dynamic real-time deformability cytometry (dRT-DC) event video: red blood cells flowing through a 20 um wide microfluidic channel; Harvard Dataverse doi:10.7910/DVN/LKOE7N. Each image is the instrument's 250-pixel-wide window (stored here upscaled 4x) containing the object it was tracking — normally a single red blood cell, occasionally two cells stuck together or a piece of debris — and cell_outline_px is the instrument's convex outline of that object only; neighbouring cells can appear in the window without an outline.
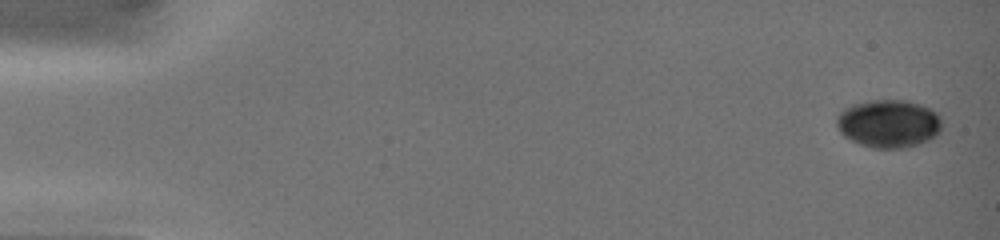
{"species": "common noctule bat (a hibernating species)", "species_latin": "Nyctalus noctula", "temperature_condition": "warm", "stored_images_in_passage": 32, "camera_frame_rate_fps": 3000, "um_per_image_px": 0.085, "animal": {"sex": "female", "body_mass_g": 19.0, "forearm_length_mm": 51.5}, "frame": {"image": 1, "passage_image": 1, "time_ms": 0.0, "image_size_px": [1000, 240], "cell_outline_px": [[940, 132], [936, 136], [920, 144], [904, 148], [872, 148], [860, 144], [844, 136], [840, 132], [836, 124], [836, 116], [844, 108], [852, 104], [868, 100], [908, 100], [920, 104], [936, 112], [940, 116]], "centroid_in_image_um": [75.52, 10.5], "position_along_channel_um": 9.5, "area_um2": 29.65}}
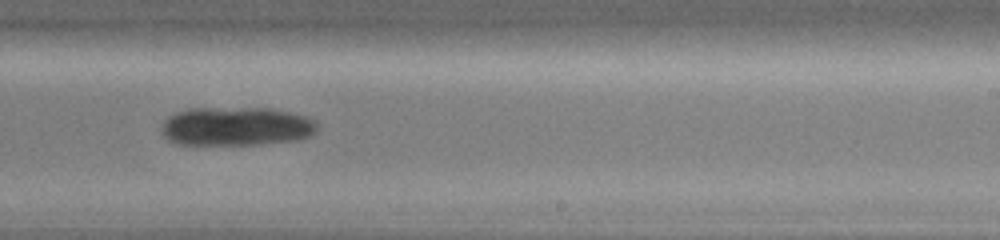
{"frame": {"image": 2, "passage_image": 23, "time_ms": 10.0, "image_size_px": [1000, 240], "cell_outline_px": [[320, 128], [312, 136], [300, 140], [260, 144], [176, 144], [168, 140], [160, 132], [160, 128], [164, 120], [168, 116], [176, 112], [188, 108], [268, 108], [308, 116], [316, 120], [320, 124]], "centroid_in_image_um": [20.12, 10.74], "position_along_channel_um": 268.9, "area_um2": 35.84}}
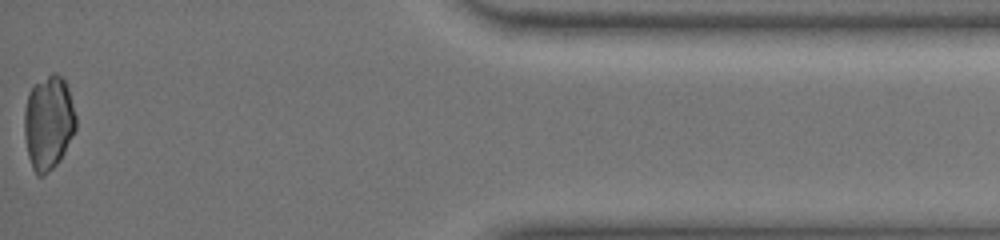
{"frame": {"image": 3, "passage_image": 32, "time_ms": 15.0, "image_size_px": [1000, 240], "cell_outline_px": [[76, 128], [60, 160], [44, 176], [36, 176], [32, 168], [28, 156], [24, 136], [24, 112], [28, 92], [36, 84], [52, 72], [56, 72], [64, 80], [68, 88], [76, 116]], "centroid_in_image_um": [4.11, 10.44], "position_along_channel_um": 431.1, "area_um2": 28.26}}